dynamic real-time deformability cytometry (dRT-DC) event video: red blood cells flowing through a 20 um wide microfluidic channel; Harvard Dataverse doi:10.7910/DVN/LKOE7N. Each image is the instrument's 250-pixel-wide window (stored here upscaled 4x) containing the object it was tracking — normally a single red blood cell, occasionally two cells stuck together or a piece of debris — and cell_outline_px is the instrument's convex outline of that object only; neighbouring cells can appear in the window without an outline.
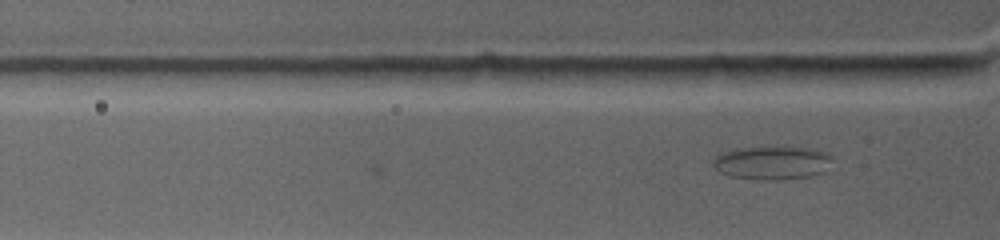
{"species": "common noctule bat (a hibernating species)", "species_latin": "Nyctalus noctula", "temperature_condition": "warm", "stored_images_in_passage": 4, "camera_frame_rate_fps": 4500, "um_per_image_px": 0.085, "animal": {"sex": "female", "body_mass_g": 19.0, "forearm_length_mm": 53.3}, "frame": {"image": 1, "passage_image": 4, "time_ms": 2.667, "image_size_px": [1000, 240], "cell_outline_px": [[832, 160], [824, 172], [808, 176], [780, 180], [756, 180], [728, 176], [720, 172], [712, 164], [712, 160], [720, 152], [740, 148], [808, 148], [828, 152], [832, 156]], "centroid_in_image_um": [65.61, 13.86], "position_along_channel_um": 60.2, "area_um2": 23.18}}